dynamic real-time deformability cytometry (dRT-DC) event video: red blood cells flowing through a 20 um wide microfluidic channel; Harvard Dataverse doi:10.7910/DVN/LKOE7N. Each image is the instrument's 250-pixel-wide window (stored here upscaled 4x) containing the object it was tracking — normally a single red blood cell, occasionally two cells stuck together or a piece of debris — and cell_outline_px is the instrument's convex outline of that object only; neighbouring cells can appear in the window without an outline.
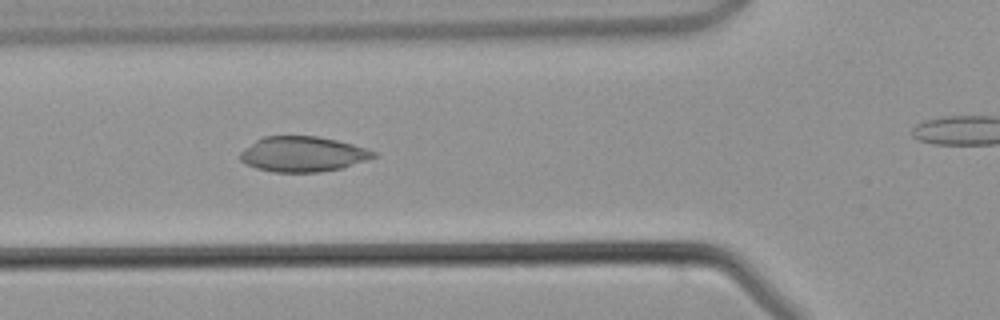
{"species": "common noctule bat (a hibernating species)", "species_latin": "Nyctalus noctula", "temperature_condition": "warm", "stored_images_in_passage": 35, "camera_frame_rate_fps": 3000, "um_per_image_px": 0.085, "animal": {"sex": "male", "body_mass_g": 21.5, "forearm_length_mm": 52.0}, "frame": {"image": 1, "passage_image": 15, "time_ms": 4.667, "image_size_px": [1000, 320], "cell_outline_px": [[376, 156], [340, 168], [320, 172], [272, 172], [256, 168], [244, 164], [240, 160], [240, 152], [244, 148], [256, 140], [264, 136], [316, 136], [336, 140], [352, 144], [376, 152]], "centroid_in_image_um": [25.67, 13.1], "position_along_channel_um": 100.1, "area_um2": 27.17}}
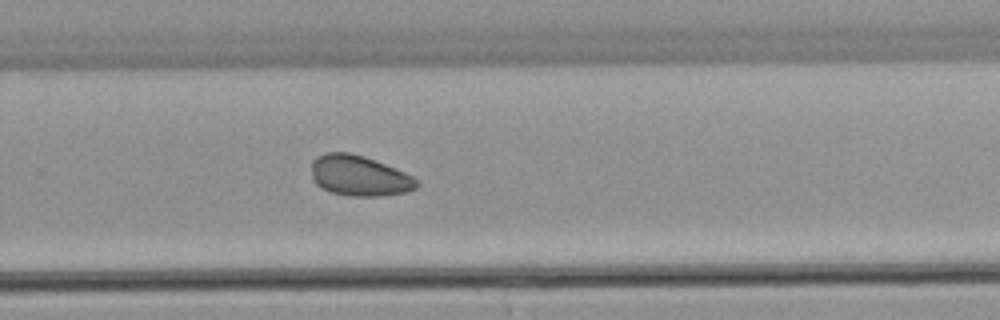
{"frame": {"image": 2, "passage_image": 28, "time_ms": 9.0, "image_size_px": [1000, 320], "cell_outline_px": [[420, 184], [416, 188], [408, 192], [380, 196], [348, 196], [332, 192], [316, 184], [312, 180], [312, 160], [316, 156], [328, 152], [348, 152], [364, 156], [396, 168], [412, 176]], "centroid_in_image_um": [30.54, 14.94], "position_along_channel_um": 299.3, "area_um2": 24.91}}
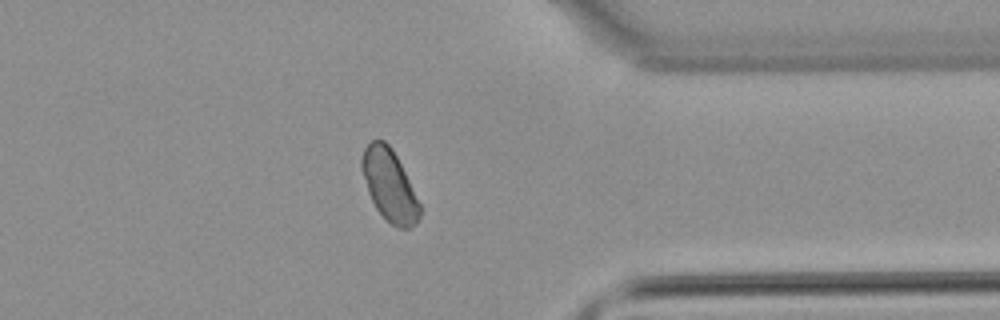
{"frame": {"image": 3, "passage_image": 34, "time_ms": 11.0, "image_size_px": [1000, 320], "cell_outline_px": [[424, 208], [416, 224], [408, 228], [396, 228], [376, 208], [368, 192], [360, 168], [360, 160], [364, 148], [372, 140], [384, 140], [392, 148]], "centroid_in_image_um": [33.12, 15.75], "position_along_channel_um": 378.3, "area_um2": 24.39}}